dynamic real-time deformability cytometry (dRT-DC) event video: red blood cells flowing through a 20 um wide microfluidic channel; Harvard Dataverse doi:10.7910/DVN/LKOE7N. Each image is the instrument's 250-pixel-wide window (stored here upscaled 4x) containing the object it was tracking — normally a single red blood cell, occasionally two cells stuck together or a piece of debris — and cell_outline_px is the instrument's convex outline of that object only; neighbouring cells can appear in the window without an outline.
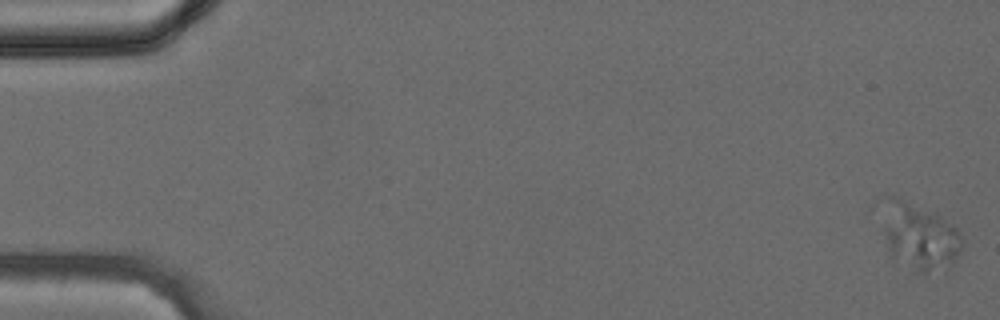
{"species": "common noctule bat (a hibernating species)", "species_latin": "Nyctalus noctula", "temperature_condition": "cold", "stored_images_in_passage": 40, "camera_frame_rate_fps": 3000, "um_per_image_px": 0.085, "animal": {"sex": "female", "body_mass_g": 24.6, "forearm_length_mm": 56.2}, "frame": {"image": 1, "passage_image": 1, "time_ms": 0.0, "image_size_px": [1000, 320], "cell_outline_px": [[964, 244], [956, 260], [924, 276], [892, 256], [880, 232], [880, 228], [888, 196], [896, 196], [932, 212], [940, 216], [956, 228], [960, 232], [964, 240]], "centroid_in_image_um": [78.14, 20.1], "position_along_channel_um": 6.9, "area_um2": 31.04}}
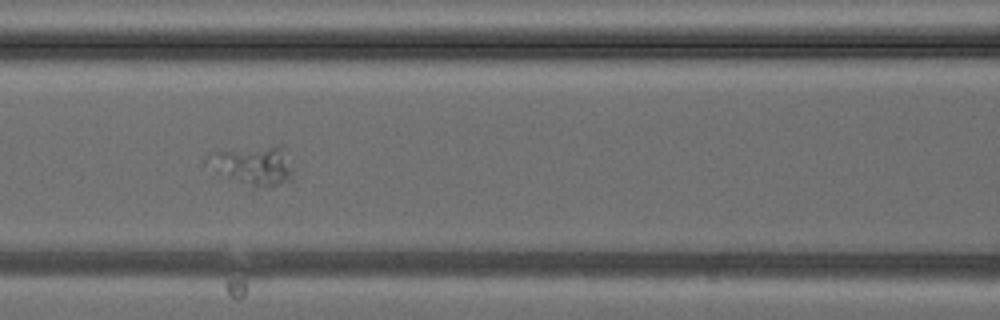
{"frame": {"image": 2, "passage_image": 18, "time_ms": 5.667, "image_size_px": [1000, 320], "cell_outline_px": [[292, 188], [252, 188], [216, 172], [204, 160], [204, 156], [208, 152], [284, 144], [292, 172]], "centroid_in_image_um": [21.6, 14.12], "position_along_channel_um": 145.0, "area_um2": 20.69}}
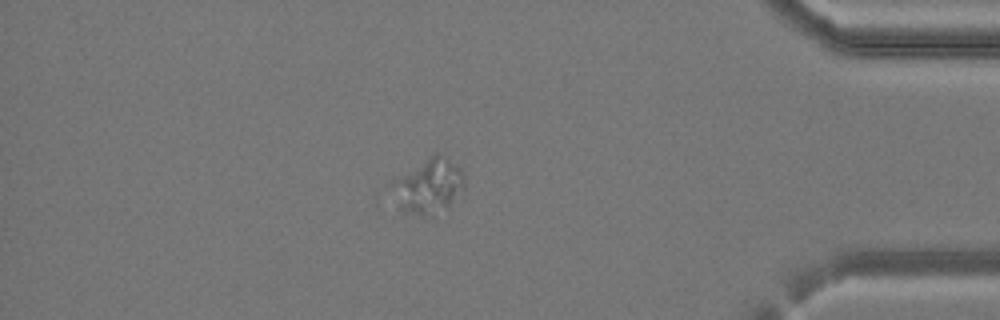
{"frame": {"image": 3, "passage_image": 35, "time_ms": 11.333, "image_size_px": [1000, 320], "cell_outline_px": [[464, 192], [432, 216], [424, 216], [408, 212], [396, 208], [392, 180], [428, 156], [436, 152], [440, 152], [460, 168], [464, 172]], "centroid_in_image_um": [36.44, 15.78], "position_along_channel_um": 398.8, "area_um2": 23.18}}